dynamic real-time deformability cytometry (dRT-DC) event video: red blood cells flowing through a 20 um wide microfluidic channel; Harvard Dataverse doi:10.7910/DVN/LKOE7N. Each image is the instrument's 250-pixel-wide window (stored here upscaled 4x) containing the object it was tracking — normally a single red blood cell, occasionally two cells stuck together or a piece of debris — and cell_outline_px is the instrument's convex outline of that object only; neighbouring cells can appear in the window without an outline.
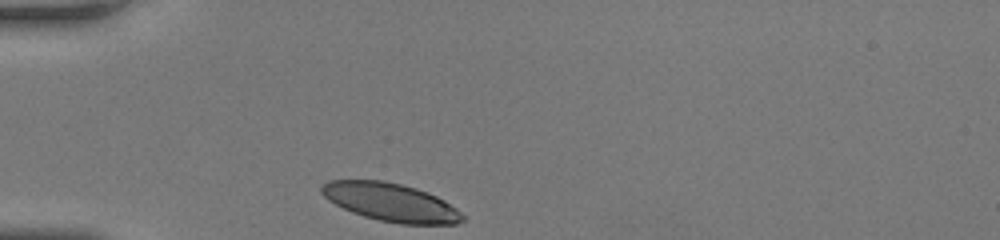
{"species": "human", "species_latin": "Homo sapiens", "temperature_condition": "room temperature", "stored_images_in_passage": 36, "camera_frame_rate_fps": 3000, "um_per_image_px": 0.085, "donor": {"sex": "female"}, "frame": {"image": 1, "passage_image": 1, "time_ms": 0.0, "image_size_px": [1000, 240], "cell_outline_px": [[464, 220], [456, 224], [400, 224], [380, 220], [364, 216], [352, 212], [328, 200], [320, 192], [320, 188], [328, 180], [384, 180], [416, 188], [436, 196], [444, 200], [456, 208], [464, 216]], "centroid_in_image_um": [33.21, 17.19], "position_along_channel_um": 51.8, "area_um2": 31.21}}
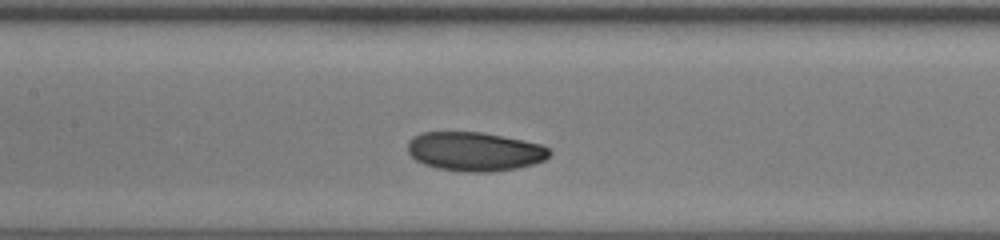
{"frame": {"image": 2, "passage_image": 11, "time_ms": 3.333, "image_size_px": [1000, 240], "cell_outline_px": [[552, 152], [544, 160], [532, 164], [516, 168], [492, 172], [464, 172], [436, 168], [424, 164], [416, 160], [408, 152], [408, 140], [412, 136], [420, 132], [480, 132], [544, 144]], "centroid_in_image_um": [40.33, 12.87], "position_along_channel_um": 167.1, "area_um2": 32.37}}
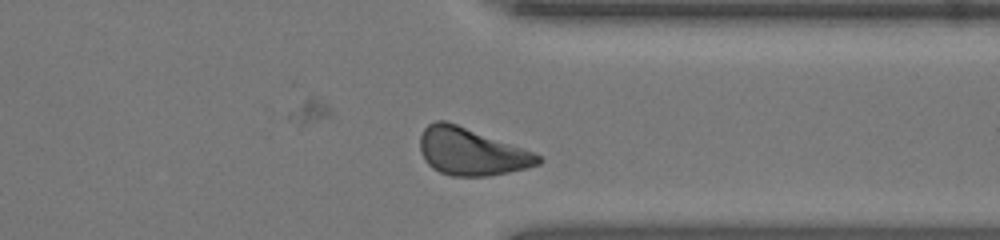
{"frame": {"image": 3, "passage_image": 26, "time_ms": 8.333, "image_size_px": [1000, 240], "cell_outline_px": [[544, 160], [540, 164], [508, 172], [488, 176], [452, 176], [440, 172], [432, 168], [424, 160], [420, 152], [420, 136], [424, 128], [428, 124], [436, 120], [444, 120], [456, 124], [532, 152], [540, 156]], "centroid_in_image_um": [40.01, 12.9], "position_along_channel_um": 371.4, "area_um2": 32.08}, "authors_computed_cell_mechanics": {"area_um2": 31.5299, "velocity_mm_per_s": 4.0691, "shape_relaxation_time_tau1_ms": 2.0383, "shape_relaxation_time_tau2_ms": null, "deformation_change_tau1": 0.0799, "deformation_change_tau2": null}}